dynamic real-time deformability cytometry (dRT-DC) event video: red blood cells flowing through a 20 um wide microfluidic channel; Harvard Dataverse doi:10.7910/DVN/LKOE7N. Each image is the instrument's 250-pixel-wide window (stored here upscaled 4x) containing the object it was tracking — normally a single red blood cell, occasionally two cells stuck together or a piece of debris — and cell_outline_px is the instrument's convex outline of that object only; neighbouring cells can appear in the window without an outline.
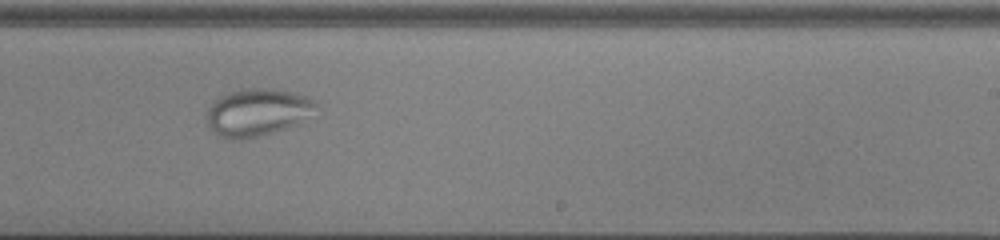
{"species": "common noctule bat (a hibernating species)", "species_latin": "Nyctalus noctula", "temperature_condition": "cold", "stored_images_in_passage": 35, "camera_frame_rate_fps": 3000, "um_per_image_px": 0.085, "animal": {"sex": "male", "body_mass_g": 13.0, "forearm_length_mm": 53.1}, "frame": {"image": 1, "passage_image": 21, "time_ms": 6.667, "image_size_px": [1000, 240], "cell_outline_px": [[320, 104], [292, 124], [284, 128], [272, 132], [240, 140], [232, 140], [220, 136], [208, 124], [204, 116], [208, 108], [220, 96], [244, 88], [272, 88], [292, 92], [316, 100]], "centroid_in_image_um": [21.8, 9.52], "position_along_channel_um": 267.2, "area_um2": 29.42}}
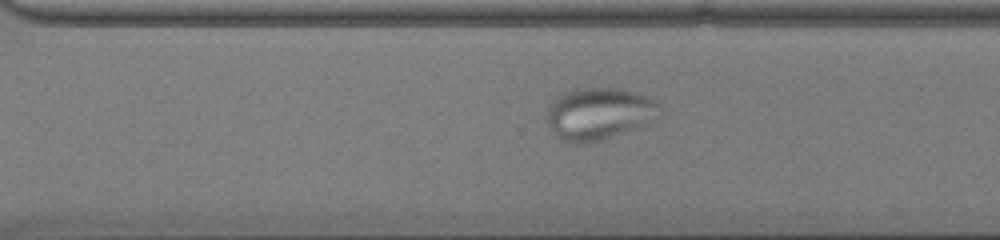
{"frame": {"image": 2, "passage_image": 25, "time_ms": 8.0, "image_size_px": [1000, 240], "cell_outline_px": [[660, 108], [636, 124], [600, 140], [580, 144], [572, 144], [564, 140], [548, 124], [544, 116], [548, 104], [560, 96], [568, 92], [584, 88], [620, 88], [636, 92], [656, 100], [660, 104]], "centroid_in_image_um": [50.76, 9.62], "position_along_channel_um": 319.8, "area_um2": 32.43}}